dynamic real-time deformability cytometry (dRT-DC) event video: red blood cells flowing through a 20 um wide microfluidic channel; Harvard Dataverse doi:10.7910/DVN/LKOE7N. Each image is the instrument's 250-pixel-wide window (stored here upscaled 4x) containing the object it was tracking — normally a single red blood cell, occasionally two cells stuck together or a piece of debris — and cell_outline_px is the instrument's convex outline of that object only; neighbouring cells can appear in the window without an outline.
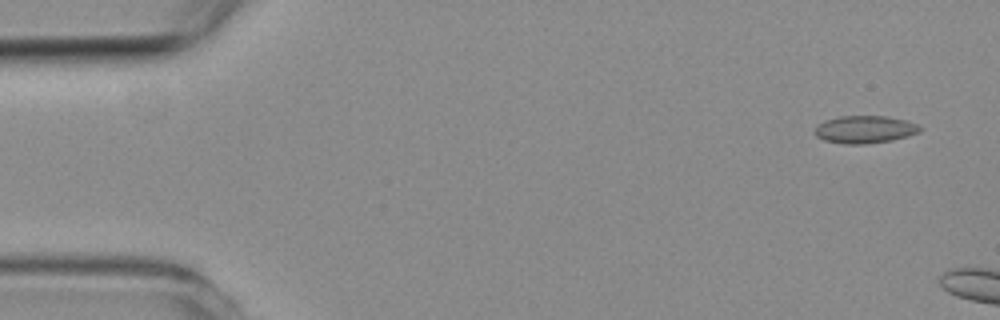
{"species": "common noctule bat (a hibernating species)", "species_latin": "Nyctalus noctula", "temperature_condition": "room temperature", "stored_images_in_passage": 2, "camera_frame_rate_fps": 3000, "um_per_image_px": 0.085, "animal": {"sex": "female", "body_mass_g": 19.3, "forearm_length_mm": 54.1}, "frame": {"image": 1, "passage_image": 1, "time_ms": 0.0, "image_size_px": [1000, 320], "cell_outline_px": [[924, 128], [920, 132], [908, 136], [892, 140], [864, 144], [844, 144], [824, 140], [816, 136], [812, 132], [816, 124], [824, 120], [840, 116], [884, 116], [904, 120], [920, 124]], "centroid_in_image_um": [73.49, 11.0], "position_along_channel_um": 11.5, "area_um2": 17.17}}